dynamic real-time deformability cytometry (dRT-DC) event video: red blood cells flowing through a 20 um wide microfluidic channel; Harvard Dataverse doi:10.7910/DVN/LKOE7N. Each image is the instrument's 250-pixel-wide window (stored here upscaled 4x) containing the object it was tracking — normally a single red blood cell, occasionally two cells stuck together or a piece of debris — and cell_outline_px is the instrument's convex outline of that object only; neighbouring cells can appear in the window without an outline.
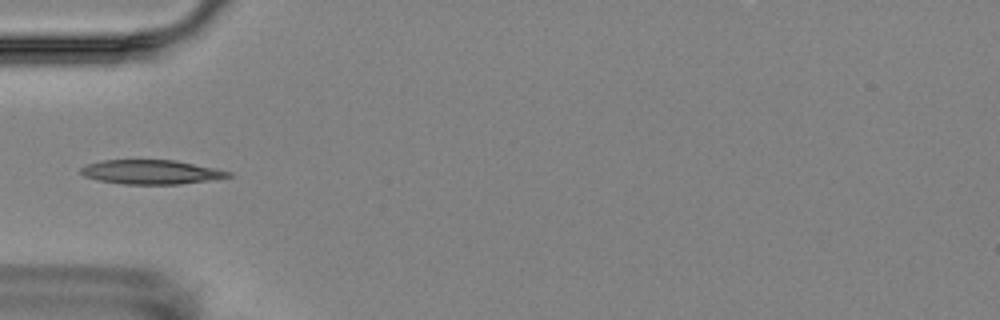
{"species": "Egyptian fruit bat (a non-hibernating species)", "species_latin": "Rousettus aegyptiacus", "temperature_condition": "room temperature", "stored_images_in_passage": 17, "camera_frame_rate_fps": 3000, "um_per_image_px": 0.085, "animal": {"sex": "female"}, "frame": {"image": 1, "passage_image": 6, "time_ms": 5.667, "image_size_px": [1000, 320], "cell_outline_px": [[232, 176], [208, 180], [180, 184], [124, 184], [96, 180], [84, 176], [80, 172], [80, 168], [88, 164], [104, 160], [176, 160], [216, 168], [232, 172]], "centroid_in_image_um": [12.84, 14.62], "position_along_channel_um": 72.2, "area_um2": 20.81}}
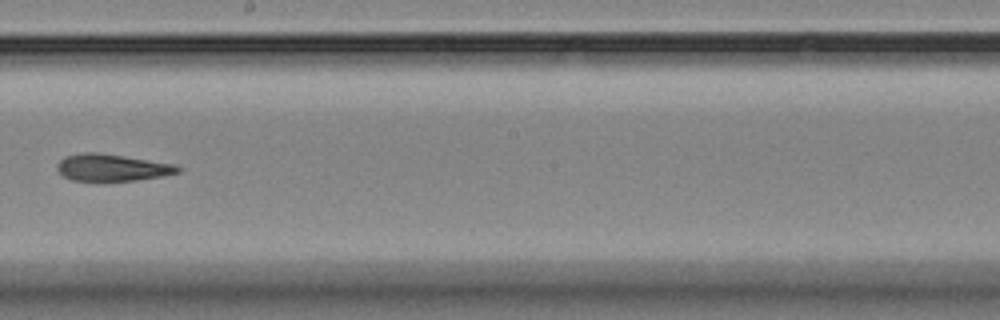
{"frame": {"image": 2, "passage_image": 10, "time_ms": 10.333, "image_size_px": [1000, 320], "cell_outline_px": [[180, 172], [160, 176], [136, 180], [104, 184], [72, 180], [64, 176], [56, 168], [56, 164], [64, 156], [84, 152], [96, 152], [176, 164], [180, 168]], "centroid_in_image_um": [9.47, 14.28], "position_along_channel_um": 238.7, "area_um2": 19.59}}
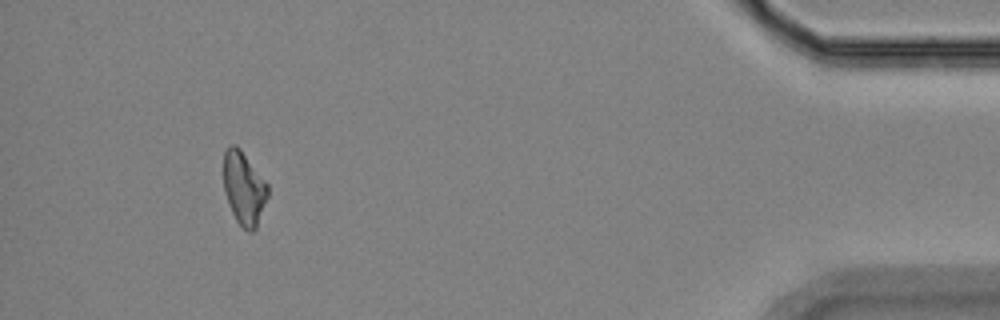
{"frame": {"image": 3, "passage_image": 16, "time_ms": 17.0, "image_size_px": [1000, 320], "cell_outline_px": [[268, 196], [256, 228], [252, 232], [248, 232], [236, 220], [232, 212], [224, 192], [224, 152], [232, 144], [236, 144], [240, 148], [268, 184]], "centroid_in_image_um": [20.74, 16.0], "position_along_channel_um": 414.5, "area_um2": 18.73}, "authors_computed_cell_mechanics": {"area_um2": 19.652, "velocity_mm_per_s": 3.5641, "shape_relaxation_time_tau1_ms": 7.0119, "shape_relaxation_time_tau2_ms": 3.9182, "deformation_change_tau1": 0.1685, "deformation_change_tau2": 0.1301}}